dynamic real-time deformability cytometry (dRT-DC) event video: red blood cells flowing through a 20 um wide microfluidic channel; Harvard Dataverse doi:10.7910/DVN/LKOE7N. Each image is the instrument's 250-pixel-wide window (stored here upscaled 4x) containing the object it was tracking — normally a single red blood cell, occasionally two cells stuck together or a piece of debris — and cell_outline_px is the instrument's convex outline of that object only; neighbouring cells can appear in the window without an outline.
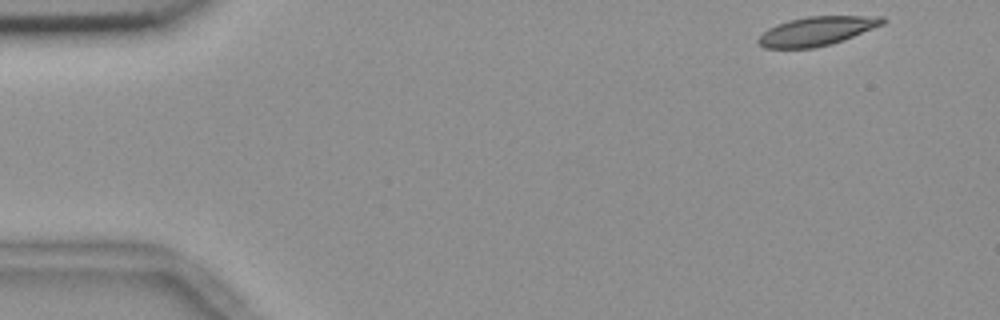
{"species": "common noctule bat (a hibernating species)", "species_latin": "Nyctalus noctula", "temperature_condition": "room temperature", "stored_images_in_passage": 52, "camera_frame_rate_fps": 3000, "um_per_image_px": 0.085, "animal": {"sex": "female", "body_mass_g": 18.4}, "frame": {"image": 1, "passage_image": 1, "time_ms": 0.0, "image_size_px": [1000, 320], "cell_outline_px": [[888, 20], [884, 24], [844, 40], [832, 44], [816, 48], [764, 48], [756, 40], [768, 28], [776, 24], [788, 20], [808, 16], [884, 16]], "centroid_in_image_um": [69.45, 2.64], "position_along_channel_um": 15.5, "area_um2": 21.15}}
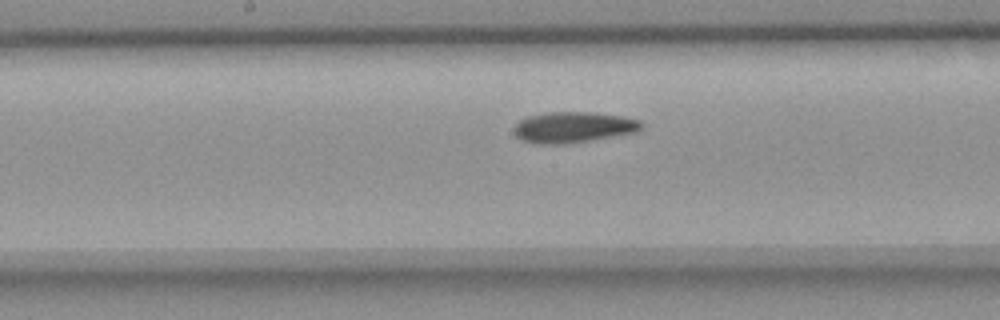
{"frame": {"image": 2, "passage_image": 25, "time_ms": 8.0, "image_size_px": [1000, 320], "cell_outline_px": [[644, 128], [636, 132], [592, 140], [564, 144], [536, 144], [520, 140], [512, 132], [512, 128], [520, 120], [528, 116], [552, 112], [592, 112], [624, 116], [640, 120], [644, 124]], "centroid_in_image_um": [48.73, 10.82], "position_along_channel_um": 199.5, "area_um2": 23.24}}
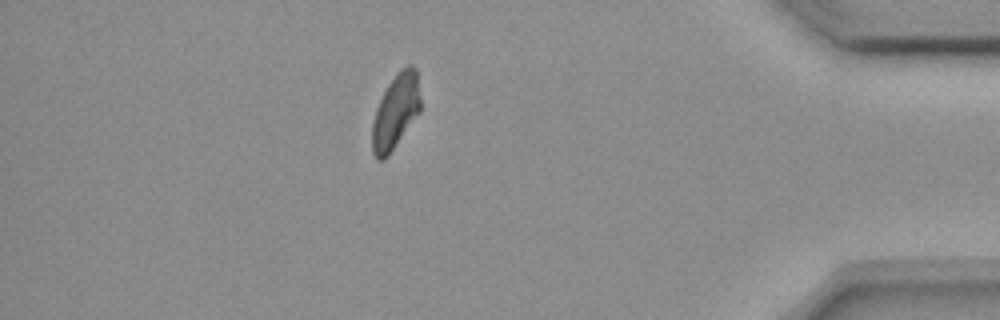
{"frame": {"image": 3, "passage_image": 45, "time_ms": 14.667, "image_size_px": [1000, 320], "cell_outline_px": [[420, 112], [388, 156], [384, 160], [376, 160], [372, 152], [372, 124], [376, 108], [388, 84], [396, 72], [400, 68], [408, 64], [412, 64], [416, 68], [420, 96]], "centroid_in_image_um": [33.63, 9.47], "position_along_channel_um": 401.6, "area_um2": 21.15}, "authors_computed_cell_mechanics": {"area_um2": 21.9351, "velocity_mm_per_s": 3.6475, "shape_relaxation_time_tau1_ms": 6.9596, "shape_relaxation_time_tau2_ms": 5.8197, "deformation_change_tau1": 0.1638, "deformation_change_tau2": 0.1116}}